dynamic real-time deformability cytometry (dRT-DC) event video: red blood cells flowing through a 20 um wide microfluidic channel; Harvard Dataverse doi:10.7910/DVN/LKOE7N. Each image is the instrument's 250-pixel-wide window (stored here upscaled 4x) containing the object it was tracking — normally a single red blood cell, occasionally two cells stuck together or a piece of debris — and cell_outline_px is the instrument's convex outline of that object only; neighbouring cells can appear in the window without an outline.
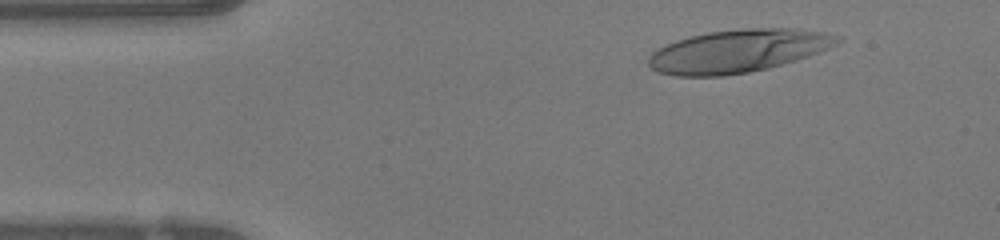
{"species": "human", "species_latin": "Homo sapiens", "temperature_condition": "warm", "stored_images_in_passage": 47, "camera_frame_rate_fps": 3000, "um_per_image_px": 0.085, "donor": {"sex": "female"}, "frame": {"image": 1, "passage_image": 5, "time_ms": 1.333, "image_size_px": [1000, 240], "cell_outline_px": [[840, 40], [836, 44], [808, 56], [796, 60], [768, 68], [748, 72], [724, 76], [672, 76], [660, 72], [652, 68], [648, 64], [648, 56], [652, 52], [676, 40], [688, 36], [708, 32], [748, 28], [792, 28], [824, 32], [840, 36]], "centroid_in_image_um": [62.7, 4.34], "position_along_channel_um": 22.3, "area_um2": 46.99}}
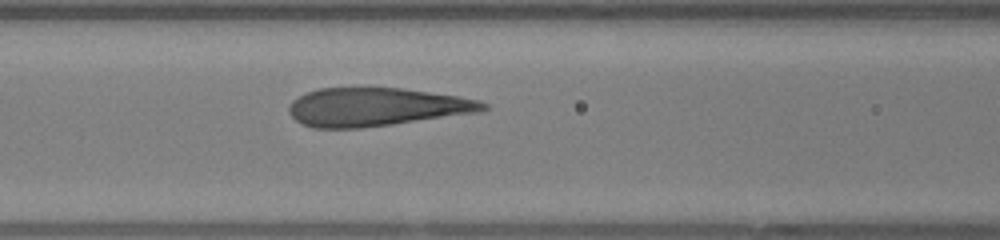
{"frame": {"image": 2, "passage_image": 18, "time_ms": 5.667, "image_size_px": [1000, 240], "cell_outline_px": [[488, 108], [484, 112], [392, 124], [360, 128], [316, 128], [304, 124], [296, 120], [288, 112], [288, 104], [292, 100], [304, 92], [320, 88], [364, 84], [400, 88], [456, 96], [480, 100], [488, 104]], "centroid_in_image_um": [31.96, 9.05], "position_along_channel_um": 134.6, "area_um2": 44.62}}
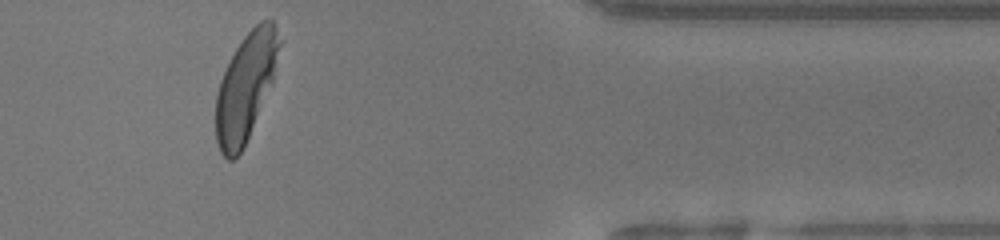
{"frame": {"image": 3, "passage_image": 39, "time_ms": 12.667, "image_size_px": [1000, 240], "cell_outline_px": [[280, 44], [272, 80], [248, 136], [240, 152], [232, 160], [228, 160], [220, 152], [216, 140], [216, 96], [220, 80], [236, 48], [244, 36], [260, 20], [272, 20], [276, 28], [280, 40]], "centroid_in_image_um": [20.85, 7.37], "position_along_channel_um": 390.5, "area_um2": 38.49}, "authors_computed_cell_mechanics": {"area_um2": 43.928, "velocity_mm_per_s": 4.0859, "shape_relaxation_time_tau1_ms": 4.1927, "shape_relaxation_time_tau2_ms": null, "deformation_change_tau1": 0.2613, "deformation_change_tau2": null}}